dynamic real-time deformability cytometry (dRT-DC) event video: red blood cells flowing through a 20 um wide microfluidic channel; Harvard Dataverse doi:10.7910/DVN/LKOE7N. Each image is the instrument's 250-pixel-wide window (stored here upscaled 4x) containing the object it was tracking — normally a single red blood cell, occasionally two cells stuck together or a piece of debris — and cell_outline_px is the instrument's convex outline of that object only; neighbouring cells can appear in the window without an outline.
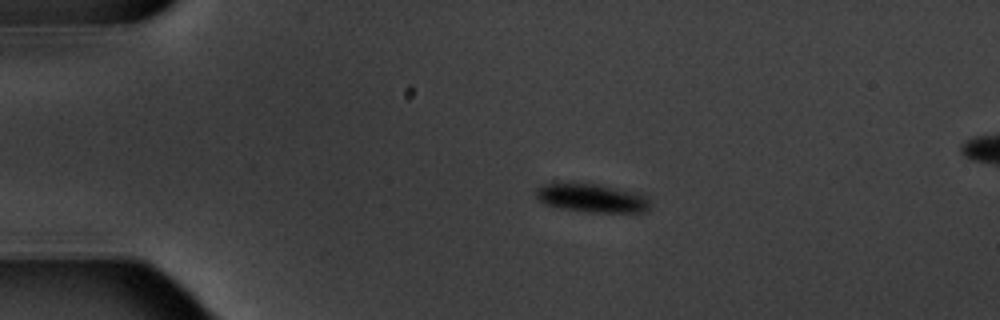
{"species": "common noctule bat (a hibernating species)", "species_latin": "Nyctalus noctula", "temperature_condition": "warm", "stored_images_in_passage": 3, "segment_of_instrument_passage": [1, 2], "camera_frame_rate_fps": 3000, "um_per_image_px": 0.085, "animal": {"sex": "male", "body_mass_g": 20.1, "forearm_length_mm": 53.5}, "frame": {"image": 1, "passage_image": 1, "time_ms": 0.0, "image_size_px": [1000, 320], "cell_outline_px": [[652, 204], [648, 212], [588, 212], [560, 208], [544, 204], [536, 196], [536, 188], [540, 184], [600, 184], [644, 192], [648, 196]], "centroid_in_image_um": [50.44, 16.83], "position_along_channel_um": 34.6, "area_um2": 19.48}}